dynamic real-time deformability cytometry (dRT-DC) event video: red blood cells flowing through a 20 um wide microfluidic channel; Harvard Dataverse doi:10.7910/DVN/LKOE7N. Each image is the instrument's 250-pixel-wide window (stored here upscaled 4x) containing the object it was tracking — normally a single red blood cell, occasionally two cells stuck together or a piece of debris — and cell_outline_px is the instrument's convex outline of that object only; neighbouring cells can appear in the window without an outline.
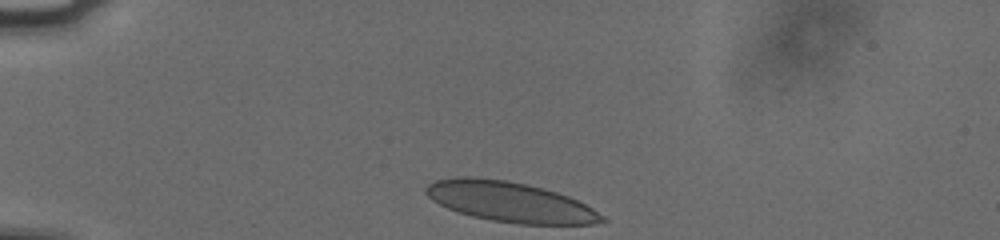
{"species": "human", "species_latin": "Homo sapiens", "temperature_condition": "cold", "stored_images_in_passage": 34, "camera_frame_rate_fps": 3000, "um_per_image_px": 0.085, "donor": {"sex": "male"}, "frame": {"image": 1, "passage_image": 1, "time_ms": 0.0, "image_size_px": [1000, 240], "cell_outline_px": [[608, 220], [592, 224], [516, 224], [492, 220], [472, 216], [456, 212], [432, 200], [424, 192], [424, 188], [428, 184], [436, 180], [456, 176], [464, 176], [504, 180], [524, 184], [556, 192], [568, 196], [592, 208], [604, 216]], "centroid_in_image_um": [43.32, 17.16], "position_along_channel_um": 41.7, "area_um2": 40.92}}
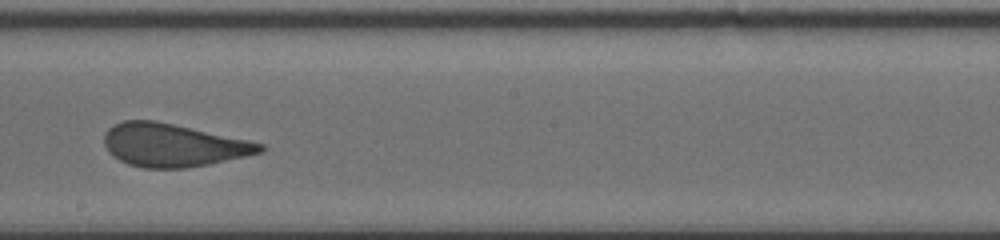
{"frame": {"image": 2, "passage_image": 20, "time_ms": 6.333, "image_size_px": [1000, 240], "cell_outline_px": [[264, 152], [208, 164], [184, 168], [144, 168], [128, 164], [112, 156], [108, 152], [104, 144], [104, 132], [112, 124], [124, 120], [156, 120], [248, 140], [264, 144]], "centroid_in_image_um": [14.66, 12.33], "position_along_channel_um": 233.5, "area_um2": 39.13}}
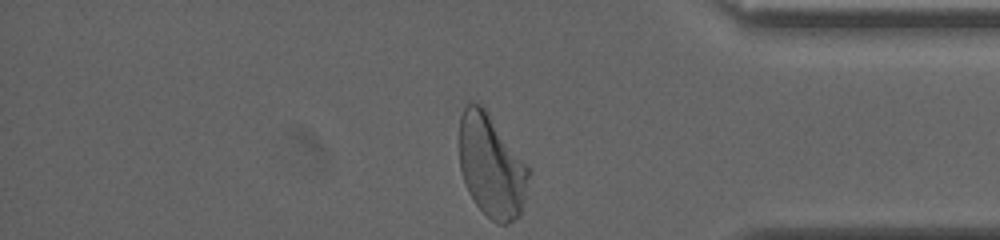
{"frame": {"image": 3, "passage_image": 34, "time_ms": 11.0, "image_size_px": [1000, 240], "cell_outline_px": [[528, 176], [520, 216], [508, 224], [496, 224], [476, 204], [468, 192], [460, 168], [460, 116], [468, 100], [480, 104], [488, 112], [528, 168]], "centroid_in_image_um": [41.73, 14.11], "position_along_channel_um": 393.5, "area_um2": 40.81}, "authors_computed_cell_mechanics": {"area_um2": 39.7664, "velocity_mm_per_s": 3.7529, "shape_relaxation_time_tau1_ms": 9.6669, "shape_relaxation_time_tau2_ms": 0.7707, "deformation_change_tau1": 0.2461, "deformation_change_tau2": 0.0807}}